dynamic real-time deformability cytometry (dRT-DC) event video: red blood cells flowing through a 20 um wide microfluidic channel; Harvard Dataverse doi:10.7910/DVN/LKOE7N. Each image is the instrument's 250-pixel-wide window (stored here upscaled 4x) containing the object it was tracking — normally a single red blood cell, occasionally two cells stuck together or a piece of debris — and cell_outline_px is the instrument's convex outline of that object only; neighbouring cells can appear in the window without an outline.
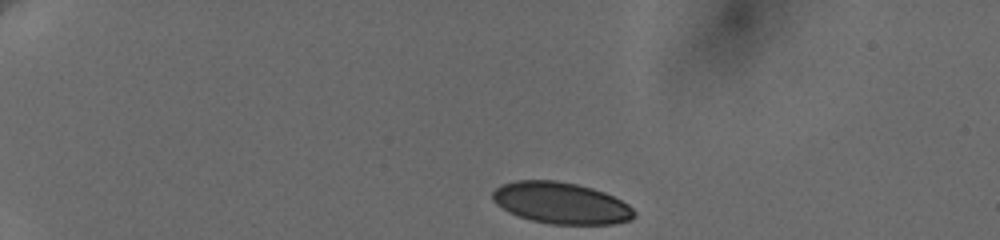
{"species": "human", "species_latin": "Homo sapiens", "temperature_condition": "cold", "stored_images_in_passage": 6, "camera_frame_rate_fps": 3000, "um_per_image_px": 0.085, "donor": {"sex": "female"}, "frame": {"image": 1, "passage_image": 1, "time_ms": 0.0, "image_size_px": [1000, 240], "cell_outline_px": [[636, 216], [632, 220], [612, 224], [552, 224], [532, 220], [508, 212], [496, 204], [492, 200], [492, 192], [496, 188], [504, 184], [516, 180], [556, 180], [576, 184], [592, 188], [604, 192], [628, 204], [636, 212]], "centroid_in_image_um": [47.7, 17.26], "position_along_channel_um": 37.3, "area_um2": 34.22}}
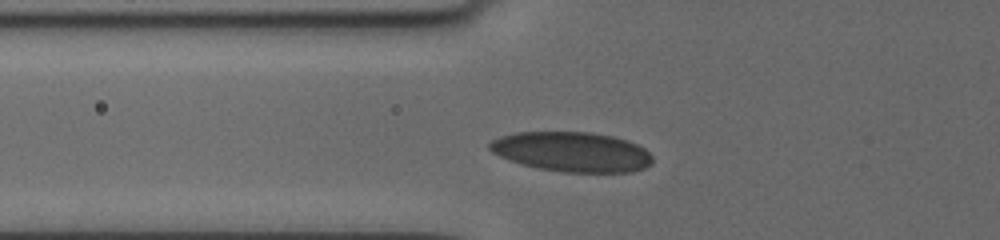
{"frame": {"image": 2, "passage_image": 5, "time_ms": 3.333, "image_size_px": [1000, 240], "cell_outline_px": [[652, 164], [644, 168], [632, 172], [564, 172], [540, 168], [520, 164], [508, 160], [492, 152], [488, 148], [488, 144], [492, 140], [500, 136], [516, 132], [588, 132], [612, 136], [636, 144], [644, 148], [652, 156]], "centroid_in_image_um": [48.59, 12.91], "position_along_channel_um": 77.2, "area_um2": 37.74}}